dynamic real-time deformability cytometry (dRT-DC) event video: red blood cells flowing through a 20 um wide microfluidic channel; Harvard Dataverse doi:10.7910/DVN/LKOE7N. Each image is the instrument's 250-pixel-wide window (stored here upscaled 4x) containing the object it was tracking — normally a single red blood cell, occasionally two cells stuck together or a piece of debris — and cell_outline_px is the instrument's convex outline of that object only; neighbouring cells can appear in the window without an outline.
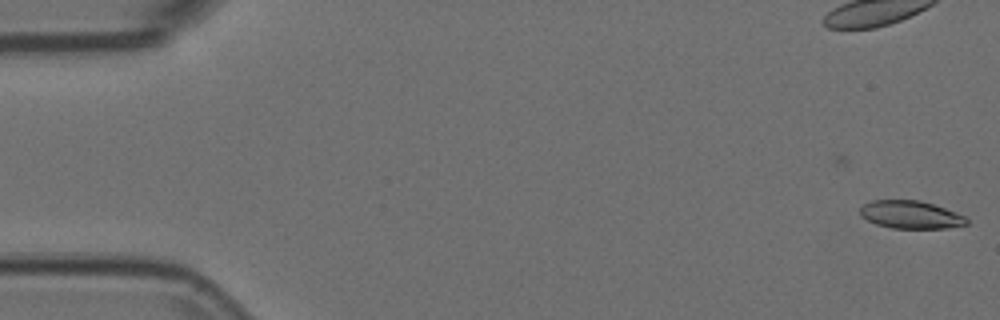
{"species": "Egyptian fruit bat (a non-hibernating species)", "species_latin": "Rousettus aegyptiacus", "temperature_condition": "room temperature", "stored_images_in_passage": 13, "camera_frame_rate_fps": 3000, "um_per_image_px": 0.085, "animal": {"sex": "female"}, "frame": {"image": 1, "passage_image": 1, "time_ms": 0.0, "image_size_px": [1000, 320], "cell_outline_px": [[968, 224], [948, 228], [892, 228], [876, 224], [860, 216], [860, 208], [864, 204], [872, 200], [920, 200], [956, 212], [964, 216], [968, 220]], "centroid_in_image_um": [77.4, 18.25], "position_along_channel_um": 7.6, "area_um2": 17.22}}